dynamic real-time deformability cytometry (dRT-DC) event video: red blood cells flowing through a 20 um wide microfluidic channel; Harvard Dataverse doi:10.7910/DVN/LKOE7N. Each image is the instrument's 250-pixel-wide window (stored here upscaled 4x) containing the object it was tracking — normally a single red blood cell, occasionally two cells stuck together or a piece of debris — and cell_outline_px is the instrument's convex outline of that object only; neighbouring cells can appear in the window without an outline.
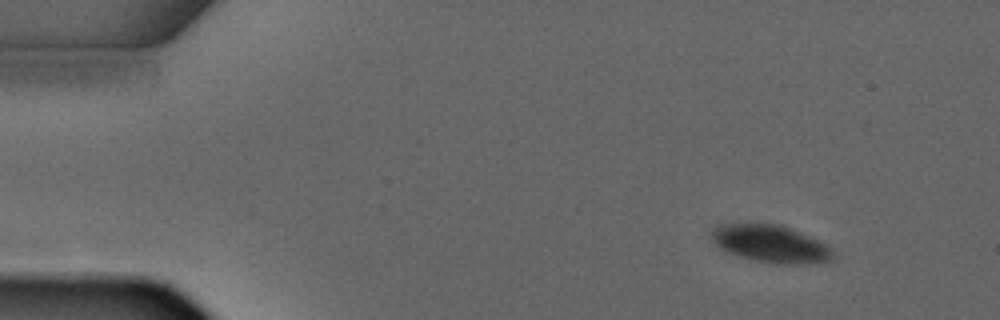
{"species": "common noctule bat (a hibernating species)", "species_latin": "Nyctalus noctula", "temperature_condition": "warm", "stored_images_in_passage": 3, "camera_frame_rate_fps": 3000, "um_per_image_px": 0.085, "animal": {"sex": "male", "forearm_length_mm": 52.5}, "frame": {"image": 1, "passage_image": 1, "time_ms": 0.0, "image_size_px": [1000, 320], "cell_outline_px": [[836, 256], [832, 260], [800, 264], [792, 264], [756, 260], [740, 256], [728, 252], [720, 248], [712, 240], [712, 228], [720, 224], [780, 224], [808, 236], [832, 248]], "centroid_in_image_um": [65.5, 20.71], "position_along_channel_um": 19.5, "area_um2": 25.89}}